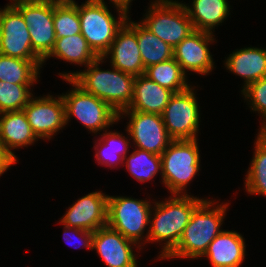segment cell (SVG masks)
<instances>
[{
  "mask_svg": "<svg viewBox=\"0 0 266 267\" xmlns=\"http://www.w3.org/2000/svg\"><path fill=\"white\" fill-rule=\"evenodd\" d=\"M228 0H192V4L183 3L194 30L214 34L215 27L230 15Z\"/></svg>",
  "mask_w": 266,
  "mask_h": 267,
  "instance_id": "22",
  "label": "cell"
},
{
  "mask_svg": "<svg viewBox=\"0 0 266 267\" xmlns=\"http://www.w3.org/2000/svg\"><path fill=\"white\" fill-rule=\"evenodd\" d=\"M133 246L142 249L109 226L93 232L92 250H96L107 267H138Z\"/></svg>",
  "mask_w": 266,
  "mask_h": 267,
  "instance_id": "16",
  "label": "cell"
},
{
  "mask_svg": "<svg viewBox=\"0 0 266 267\" xmlns=\"http://www.w3.org/2000/svg\"><path fill=\"white\" fill-rule=\"evenodd\" d=\"M250 109L260 114L263 123L266 122V77L251 83L241 92Z\"/></svg>",
  "mask_w": 266,
  "mask_h": 267,
  "instance_id": "32",
  "label": "cell"
},
{
  "mask_svg": "<svg viewBox=\"0 0 266 267\" xmlns=\"http://www.w3.org/2000/svg\"><path fill=\"white\" fill-rule=\"evenodd\" d=\"M174 92L150 80L144 74L136 76L133 98L125 110L162 115Z\"/></svg>",
  "mask_w": 266,
  "mask_h": 267,
  "instance_id": "21",
  "label": "cell"
},
{
  "mask_svg": "<svg viewBox=\"0 0 266 267\" xmlns=\"http://www.w3.org/2000/svg\"><path fill=\"white\" fill-rule=\"evenodd\" d=\"M31 86L0 81V113L23 110L33 96Z\"/></svg>",
  "mask_w": 266,
  "mask_h": 267,
  "instance_id": "31",
  "label": "cell"
},
{
  "mask_svg": "<svg viewBox=\"0 0 266 267\" xmlns=\"http://www.w3.org/2000/svg\"><path fill=\"white\" fill-rule=\"evenodd\" d=\"M149 6L140 23L172 48L195 31L179 0H155Z\"/></svg>",
  "mask_w": 266,
  "mask_h": 267,
  "instance_id": "7",
  "label": "cell"
},
{
  "mask_svg": "<svg viewBox=\"0 0 266 267\" xmlns=\"http://www.w3.org/2000/svg\"><path fill=\"white\" fill-rule=\"evenodd\" d=\"M64 228V239L65 242H67L69 245H71L72 243H70V240L73 238H75L76 241H78V244L75 245V243H73L71 246L76 248H80V247H85L87 249L92 250V244H93V232L87 231V230H83V229H78V228H73V227H68L63 225ZM77 238V239H76ZM72 242V240H71ZM78 245V246H77Z\"/></svg>",
  "mask_w": 266,
  "mask_h": 267,
  "instance_id": "33",
  "label": "cell"
},
{
  "mask_svg": "<svg viewBox=\"0 0 266 267\" xmlns=\"http://www.w3.org/2000/svg\"><path fill=\"white\" fill-rule=\"evenodd\" d=\"M121 116H128L129 118L126 131L131 137L133 148L161 155L172 142L165 128L162 115L123 110L118 114V121L121 120Z\"/></svg>",
  "mask_w": 266,
  "mask_h": 267,
  "instance_id": "11",
  "label": "cell"
},
{
  "mask_svg": "<svg viewBox=\"0 0 266 267\" xmlns=\"http://www.w3.org/2000/svg\"><path fill=\"white\" fill-rule=\"evenodd\" d=\"M51 57L85 67L99 58L81 33L56 39L53 49L43 60V64Z\"/></svg>",
  "mask_w": 266,
  "mask_h": 267,
  "instance_id": "23",
  "label": "cell"
},
{
  "mask_svg": "<svg viewBox=\"0 0 266 267\" xmlns=\"http://www.w3.org/2000/svg\"><path fill=\"white\" fill-rule=\"evenodd\" d=\"M53 22L56 39L81 33L78 3L54 4Z\"/></svg>",
  "mask_w": 266,
  "mask_h": 267,
  "instance_id": "30",
  "label": "cell"
},
{
  "mask_svg": "<svg viewBox=\"0 0 266 267\" xmlns=\"http://www.w3.org/2000/svg\"><path fill=\"white\" fill-rule=\"evenodd\" d=\"M23 16L29 26L32 49L43 61L54 47L56 34L54 30V4L41 1H18L12 4Z\"/></svg>",
  "mask_w": 266,
  "mask_h": 267,
  "instance_id": "10",
  "label": "cell"
},
{
  "mask_svg": "<svg viewBox=\"0 0 266 267\" xmlns=\"http://www.w3.org/2000/svg\"><path fill=\"white\" fill-rule=\"evenodd\" d=\"M144 75L174 93L186 91L191 87L187 82V75L174 58L147 67Z\"/></svg>",
  "mask_w": 266,
  "mask_h": 267,
  "instance_id": "27",
  "label": "cell"
},
{
  "mask_svg": "<svg viewBox=\"0 0 266 267\" xmlns=\"http://www.w3.org/2000/svg\"><path fill=\"white\" fill-rule=\"evenodd\" d=\"M99 2H105L104 0H96ZM133 0H110L109 2L113 4V6L116 7H120L122 9H124L125 11H127L129 13V7H131V2Z\"/></svg>",
  "mask_w": 266,
  "mask_h": 267,
  "instance_id": "35",
  "label": "cell"
},
{
  "mask_svg": "<svg viewBox=\"0 0 266 267\" xmlns=\"http://www.w3.org/2000/svg\"><path fill=\"white\" fill-rule=\"evenodd\" d=\"M212 33L193 31L173 49V58L180 65L184 73L191 71L201 75H208L214 70V63L209 45L217 41Z\"/></svg>",
  "mask_w": 266,
  "mask_h": 267,
  "instance_id": "15",
  "label": "cell"
},
{
  "mask_svg": "<svg viewBox=\"0 0 266 267\" xmlns=\"http://www.w3.org/2000/svg\"><path fill=\"white\" fill-rule=\"evenodd\" d=\"M218 203L206 198L194 209L177 245L164 260L202 258L209 244L222 232L220 227L224 223L229 203Z\"/></svg>",
  "mask_w": 266,
  "mask_h": 267,
  "instance_id": "2",
  "label": "cell"
},
{
  "mask_svg": "<svg viewBox=\"0 0 266 267\" xmlns=\"http://www.w3.org/2000/svg\"><path fill=\"white\" fill-rule=\"evenodd\" d=\"M55 5L76 4L74 0H41Z\"/></svg>",
  "mask_w": 266,
  "mask_h": 267,
  "instance_id": "37",
  "label": "cell"
},
{
  "mask_svg": "<svg viewBox=\"0 0 266 267\" xmlns=\"http://www.w3.org/2000/svg\"><path fill=\"white\" fill-rule=\"evenodd\" d=\"M15 162L4 152L0 145V174L5 173Z\"/></svg>",
  "mask_w": 266,
  "mask_h": 267,
  "instance_id": "34",
  "label": "cell"
},
{
  "mask_svg": "<svg viewBox=\"0 0 266 267\" xmlns=\"http://www.w3.org/2000/svg\"><path fill=\"white\" fill-rule=\"evenodd\" d=\"M108 197L102 191H95L78 198L68 207L59 223L90 232L107 226Z\"/></svg>",
  "mask_w": 266,
  "mask_h": 267,
  "instance_id": "14",
  "label": "cell"
},
{
  "mask_svg": "<svg viewBox=\"0 0 266 267\" xmlns=\"http://www.w3.org/2000/svg\"><path fill=\"white\" fill-rule=\"evenodd\" d=\"M254 153L245 177V190L250 195L266 197V145L256 137Z\"/></svg>",
  "mask_w": 266,
  "mask_h": 267,
  "instance_id": "29",
  "label": "cell"
},
{
  "mask_svg": "<svg viewBox=\"0 0 266 267\" xmlns=\"http://www.w3.org/2000/svg\"><path fill=\"white\" fill-rule=\"evenodd\" d=\"M151 203L154 202L148 201L147 198L140 200L126 196L109 195L107 226L120 232L126 239L142 248L141 245L144 243L146 245L148 242L150 213L153 206ZM144 232H146L145 236Z\"/></svg>",
  "mask_w": 266,
  "mask_h": 267,
  "instance_id": "6",
  "label": "cell"
},
{
  "mask_svg": "<svg viewBox=\"0 0 266 267\" xmlns=\"http://www.w3.org/2000/svg\"><path fill=\"white\" fill-rule=\"evenodd\" d=\"M36 141L38 138L23 110L0 113V145L15 163L18 157L13 150L34 145Z\"/></svg>",
  "mask_w": 266,
  "mask_h": 267,
  "instance_id": "18",
  "label": "cell"
},
{
  "mask_svg": "<svg viewBox=\"0 0 266 267\" xmlns=\"http://www.w3.org/2000/svg\"><path fill=\"white\" fill-rule=\"evenodd\" d=\"M126 24L136 33L141 59L145 69L173 58V49L166 42L150 32L140 22L128 17Z\"/></svg>",
  "mask_w": 266,
  "mask_h": 267,
  "instance_id": "24",
  "label": "cell"
},
{
  "mask_svg": "<svg viewBox=\"0 0 266 267\" xmlns=\"http://www.w3.org/2000/svg\"><path fill=\"white\" fill-rule=\"evenodd\" d=\"M197 141L172 140L160 155L161 180L170 194L187 195V186L198 175L201 157Z\"/></svg>",
  "mask_w": 266,
  "mask_h": 267,
  "instance_id": "5",
  "label": "cell"
},
{
  "mask_svg": "<svg viewBox=\"0 0 266 267\" xmlns=\"http://www.w3.org/2000/svg\"><path fill=\"white\" fill-rule=\"evenodd\" d=\"M258 130L260 131L256 134L257 137L266 145V122L262 123L261 128Z\"/></svg>",
  "mask_w": 266,
  "mask_h": 267,
  "instance_id": "36",
  "label": "cell"
},
{
  "mask_svg": "<svg viewBox=\"0 0 266 267\" xmlns=\"http://www.w3.org/2000/svg\"><path fill=\"white\" fill-rule=\"evenodd\" d=\"M225 68L244 79L241 92L251 83L266 77V48L246 47L230 53Z\"/></svg>",
  "mask_w": 266,
  "mask_h": 267,
  "instance_id": "20",
  "label": "cell"
},
{
  "mask_svg": "<svg viewBox=\"0 0 266 267\" xmlns=\"http://www.w3.org/2000/svg\"><path fill=\"white\" fill-rule=\"evenodd\" d=\"M18 1H30V0H10L9 4H13V3L18 2Z\"/></svg>",
  "mask_w": 266,
  "mask_h": 267,
  "instance_id": "38",
  "label": "cell"
},
{
  "mask_svg": "<svg viewBox=\"0 0 266 267\" xmlns=\"http://www.w3.org/2000/svg\"><path fill=\"white\" fill-rule=\"evenodd\" d=\"M194 90L192 86L174 93L164 109L163 122L172 140L198 139L201 115Z\"/></svg>",
  "mask_w": 266,
  "mask_h": 267,
  "instance_id": "9",
  "label": "cell"
},
{
  "mask_svg": "<svg viewBox=\"0 0 266 267\" xmlns=\"http://www.w3.org/2000/svg\"><path fill=\"white\" fill-rule=\"evenodd\" d=\"M104 58L99 57L83 71L59 73L62 79H72L84 91L105 101L117 114L127 109L133 98L136 76L122 72L111 66L112 70L100 68Z\"/></svg>",
  "mask_w": 266,
  "mask_h": 267,
  "instance_id": "1",
  "label": "cell"
},
{
  "mask_svg": "<svg viewBox=\"0 0 266 267\" xmlns=\"http://www.w3.org/2000/svg\"><path fill=\"white\" fill-rule=\"evenodd\" d=\"M108 57L111 58L109 59L111 66L122 72L134 76L145 73L137 35L126 23L117 32L116 38L102 58L106 59Z\"/></svg>",
  "mask_w": 266,
  "mask_h": 267,
  "instance_id": "17",
  "label": "cell"
},
{
  "mask_svg": "<svg viewBox=\"0 0 266 267\" xmlns=\"http://www.w3.org/2000/svg\"><path fill=\"white\" fill-rule=\"evenodd\" d=\"M245 253L244 237L239 232L223 230L209 244L202 257L209 259L212 267H240Z\"/></svg>",
  "mask_w": 266,
  "mask_h": 267,
  "instance_id": "19",
  "label": "cell"
},
{
  "mask_svg": "<svg viewBox=\"0 0 266 267\" xmlns=\"http://www.w3.org/2000/svg\"><path fill=\"white\" fill-rule=\"evenodd\" d=\"M123 164L129 174L141 183L152 181L157 173H162L161 156L137 148L128 157H124Z\"/></svg>",
  "mask_w": 266,
  "mask_h": 267,
  "instance_id": "28",
  "label": "cell"
},
{
  "mask_svg": "<svg viewBox=\"0 0 266 267\" xmlns=\"http://www.w3.org/2000/svg\"><path fill=\"white\" fill-rule=\"evenodd\" d=\"M23 111L38 139L51 140L67 125L61 94L57 97L50 94L43 97L33 95Z\"/></svg>",
  "mask_w": 266,
  "mask_h": 267,
  "instance_id": "13",
  "label": "cell"
},
{
  "mask_svg": "<svg viewBox=\"0 0 266 267\" xmlns=\"http://www.w3.org/2000/svg\"><path fill=\"white\" fill-rule=\"evenodd\" d=\"M65 81L73 87L61 95L65 105L66 123L74 116L95 135L118 123V114L105 101L84 91L72 79Z\"/></svg>",
  "mask_w": 266,
  "mask_h": 267,
  "instance_id": "8",
  "label": "cell"
},
{
  "mask_svg": "<svg viewBox=\"0 0 266 267\" xmlns=\"http://www.w3.org/2000/svg\"><path fill=\"white\" fill-rule=\"evenodd\" d=\"M115 9H117L118 18L113 16L106 2L86 0L78 5L81 34L99 57H103L109 50L117 32L129 17V13L124 9L120 7Z\"/></svg>",
  "mask_w": 266,
  "mask_h": 267,
  "instance_id": "4",
  "label": "cell"
},
{
  "mask_svg": "<svg viewBox=\"0 0 266 267\" xmlns=\"http://www.w3.org/2000/svg\"><path fill=\"white\" fill-rule=\"evenodd\" d=\"M99 135L101 138L94 142L96 143L94 145L95 158L98 164L109 166L111 169L116 168L118 164H123L124 157L129 152V145L132 144L130 138L123 136L118 131L108 132V130Z\"/></svg>",
  "mask_w": 266,
  "mask_h": 267,
  "instance_id": "26",
  "label": "cell"
},
{
  "mask_svg": "<svg viewBox=\"0 0 266 267\" xmlns=\"http://www.w3.org/2000/svg\"><path fill=\"white\" fill-rule=\"evenodd\" d=\"M28 28L12 4L0 8V54L23 60H41L32 49Z\"/></svg>",
  "mask_w": 266,
  "mask_h": 267,
  "instance_id": "12",
  "label": "cell"
},
{
  "mask_svg": "<svg viewBox=\"0 0 266 267\" xmlns=\"http://www.w3.org/2000/svg\"><path fill=\"white\" fill-rule=\"evenodd\" d=\"M203 200L191 194H172L165 201H154L150 213L148 242H159L161 245L164 241L157 259H163L177 245L192 212Z\"/></svg>",
  "mask_w": 266,
  "mask_h": 267,
  "instance_id": "3",
  "label": "cell"
},
{
  "mask_svg": "<svg viewBox=\"0 0 266 267\" xmlns=\"http://www.w3.org/2000/svg\"><path fill=\"white\" fill-rule=\"evenodd\" d=\"M42 60H23L0 54V81L11 84L35 85L40 76Z\"/></svg>",
  "mask_w": 266,
  "mask_h": 267,
  "instance_id": "25",
  "label": "cell"
}]
</instances>
